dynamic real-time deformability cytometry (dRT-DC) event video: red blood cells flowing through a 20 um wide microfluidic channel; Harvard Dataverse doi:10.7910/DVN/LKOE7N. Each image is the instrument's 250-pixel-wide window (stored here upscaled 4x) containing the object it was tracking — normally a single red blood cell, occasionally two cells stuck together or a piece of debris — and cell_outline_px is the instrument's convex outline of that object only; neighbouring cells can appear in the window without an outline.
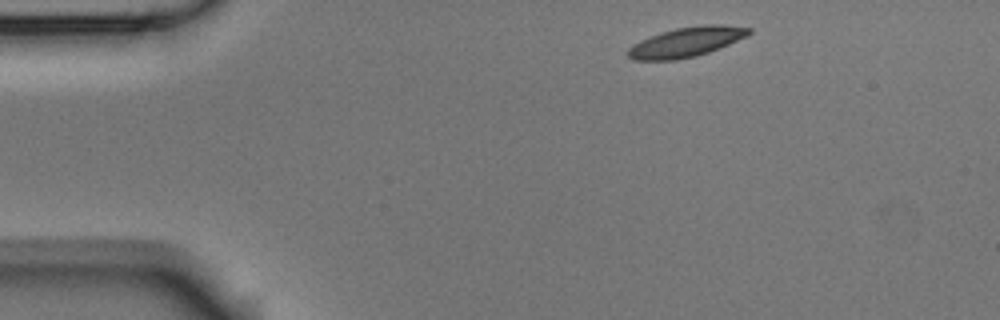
{"species": "Egyptian fruit bat (a non-hibernating species)", "species_latin": "Rousettus aegyptiacus", "temperature_condition": "room temperature", "stored_images_in_passage": 2, "camera_frame_rate_fps": 3000, "um_per_image_px": 0.085, "animal": {"sex": "male"}, "frame": {"image": 1, "passage_image": 1, "time_ms": 0.0, "image_size_px": [1000, 320], "cell_outline_px": [[752, 32], [720, 48], [696, 56], [676, 60], [632, 60], [624, 52], [632, 44], [640, 40], [660, 32], [676, 28], [704, 24], [720, 24], [752, 28]], "centroid_in_image_um": [58.27, 3.57], "position_along_channel_um": 26.7, "area_um2": 21.04}}